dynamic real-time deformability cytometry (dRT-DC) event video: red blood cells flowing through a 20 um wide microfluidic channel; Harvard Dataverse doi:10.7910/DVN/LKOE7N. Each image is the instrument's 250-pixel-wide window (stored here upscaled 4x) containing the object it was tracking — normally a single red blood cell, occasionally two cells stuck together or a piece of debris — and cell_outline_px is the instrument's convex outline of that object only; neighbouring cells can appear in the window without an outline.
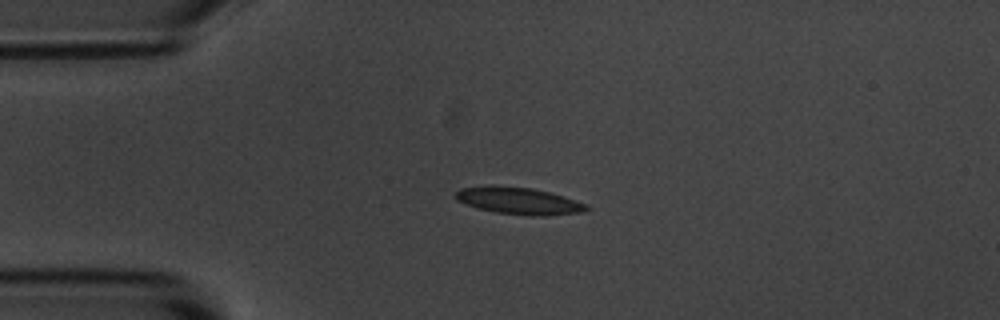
{"species": "common noctule bat (a hibernating species)", "species_latin": "Nyctalus noctula", "temperature_condition": "room temperature", "stored_images_in_passage": 6, "camera_frame_rate_fps": 3000, "um_per_image_px": 0.085, "animal": {"sex": "male", "body_mass_g": 20.1, "forearm_length_mm": 53.5}, "frame": {"image": 1, "passage_image": 3, "time_ms": 2.333, "image_size_px": [1000, 320], "cell_outline_px": [[592, 208], [584, 212], [544, 216], [528, 216], [496, 212], [476, 208], [456, 200], [452, 196], [460, 188], [492, 184], [532, 188], [548, 192], [576, 200], [588, 204]], "centroid_in_image_um": [44.08, 17.06], "position_along_channel_um": 40.9, "area_um2": 21.04}}
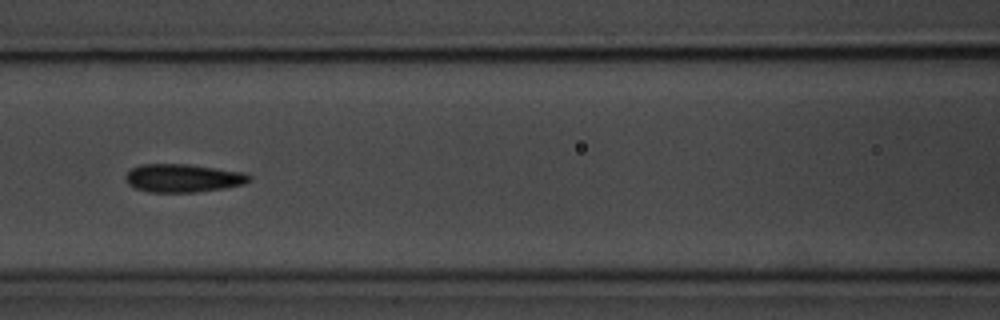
{"frame": {"image": 2, "passage_image": 6, "time_ms": 6.0, "image_size_px": [1000, 320], "cell_outline_px": [[252, 180], [244, 184], [224, 188], [196, 192], [148, 192], [136, 188], [128, 184], [124, 180], [124, 176], [132, 168], [140, 164], [188, 164], [244, 172], [252, 176]], "centroid_in_image_um": [15.56, 15.13], "position_along_channel_um": 151.0, "area_um2": 20.46}}